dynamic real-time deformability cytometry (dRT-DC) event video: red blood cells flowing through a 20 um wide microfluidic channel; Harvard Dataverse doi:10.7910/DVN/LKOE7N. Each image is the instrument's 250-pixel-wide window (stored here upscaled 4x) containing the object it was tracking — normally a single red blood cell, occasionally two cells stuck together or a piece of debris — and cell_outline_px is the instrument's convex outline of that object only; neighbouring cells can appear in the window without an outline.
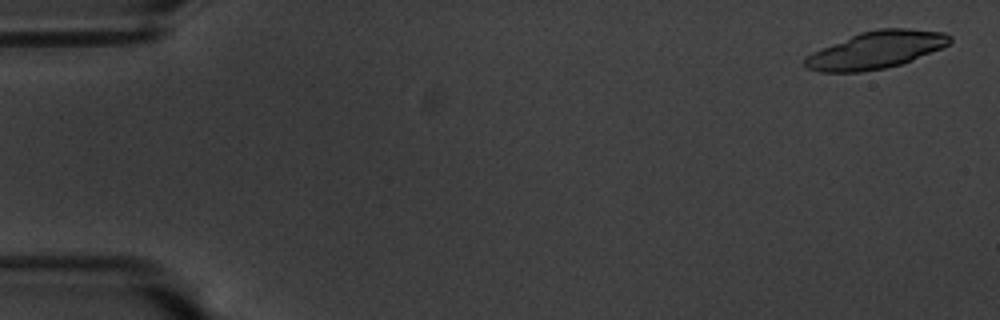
{"species": "common noctule bat (a hibernating species)", "species_latin": "Nyctalus noctula", "temperature_condition": "warm", "stored_images_in_passage": 13, "camera_frame_rate_fps": 3000, "um_per_image_px": 0.085, "animal": {"sex": "male", "body_mass_g": 20.1, "forearm_length_mm": 53.5}, "frame": {"image": 1, "passage_image": 2, "time_ms": 0.333, "image_size_px": [1000, 320], "cell_outline_px": [[952, 40], [948, 44], [940, 48], [912, 60], [900, 64], [884, 68], [860, 72], [820, 72], [808, 68], [804, 64], [804, 60], [812, 52], [860, 32], [880, 28], [904, 28], [944, 32], [952, 36]], "centroid_in_image_um": [74.47, 4.24], "position_along_channel_um": 10.5, "area_um2": 31.1}}